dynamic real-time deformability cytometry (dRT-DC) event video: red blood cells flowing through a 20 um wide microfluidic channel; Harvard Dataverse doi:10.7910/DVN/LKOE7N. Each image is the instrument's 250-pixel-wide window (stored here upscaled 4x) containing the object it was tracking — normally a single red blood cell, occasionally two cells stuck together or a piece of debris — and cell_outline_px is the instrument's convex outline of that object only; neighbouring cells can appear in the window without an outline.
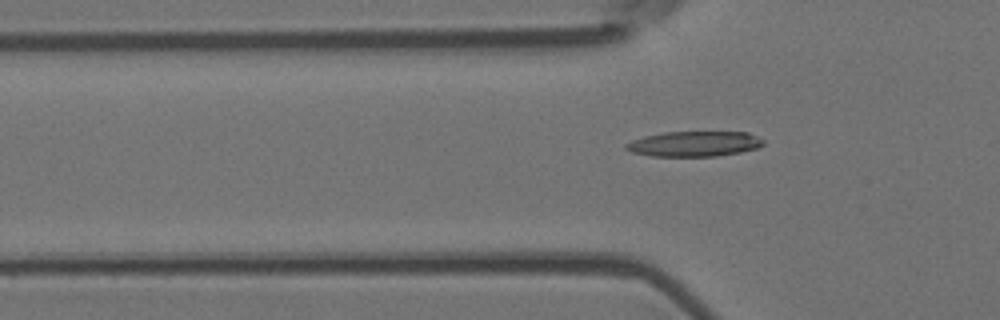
{"species": "Egyptian fruit bat (a non-hibernating species)", "species_latin": "Rousettus aegyptiacus", "temperature_condition": "room temperature", "stored_images_in_passage": 3, "camera_frame_rate_fps": 3000, "um_per_image_px": 0.085, "animal": {"sex": "female"}, "frame": {"image": 1, "passage_image": 3, "time_ms": 0.667, "image_size_px": [1000, 320], "cell_outline_px": [[764, 144], [756, 148], [740, 152], [716, 156], [652, 156], [632, 152], [624, 148], [624, 144], [632, 140], [644, 136], [664, 132], [748, 132], [764, 140]], "centroid_in_image_um": [58.99, 12.22], "position_along_channel_um": 66.8, "area_um2": 20.17}}